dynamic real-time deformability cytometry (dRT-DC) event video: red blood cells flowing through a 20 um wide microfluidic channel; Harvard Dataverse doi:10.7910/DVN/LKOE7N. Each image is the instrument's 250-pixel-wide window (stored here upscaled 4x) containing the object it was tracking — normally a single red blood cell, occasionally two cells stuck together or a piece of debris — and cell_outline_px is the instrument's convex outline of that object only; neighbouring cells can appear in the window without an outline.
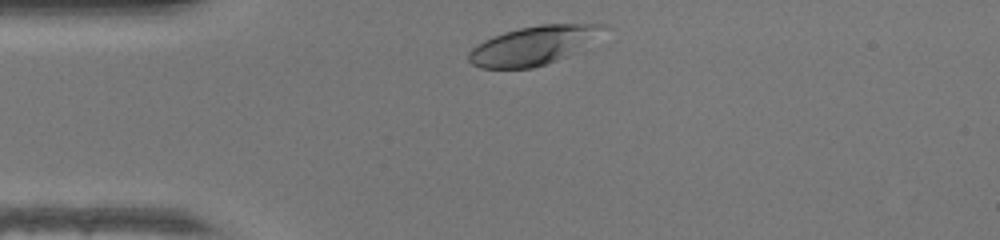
{"species": "human", "species_latin": "Homo sapiens", "temperature_condition": "warm", "stored_images_in_passage": 29, "camera_frame_rate_fps": 3000, "um_per_image_px": 0.085, "donor": {"sex": "female"}, "frame": {"image": 1, "passage_image": 2, "time_ms": 0.333, "image_size_px": [1000, 240], "cell_outline_px": [[608, 28], [564, 56], [556, 60], [532, 68], [480, 68], [472, 64], [468, 60], [468, 52], [476, 44], [484, 40], [504, 32], [520, 28], [540, 24], [608, 24]], "centroid_in_image_um": [45.22, 3.85], "position_along_channel_um": 39.8, "area_um2": 29.54}}
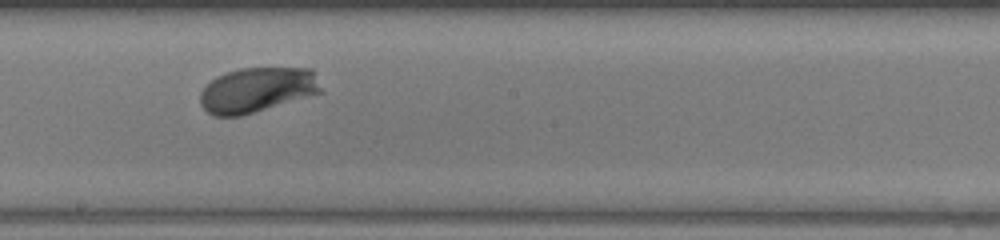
{"frame": {"image": 2, "passage_image": 17, "time_ms": 5.333, "image_size_px": [1000, 240], "cell_outline_px": [[324, 92], [240, 116], [212, 116], [200, 104], [200, 92], [216, 76], [224, 72], [240, 68], [312, 68]], "centroid_in_image_um": [21.86, 7.63], "position_along_channel_um": 226.3, "area_um2": 31.73}}
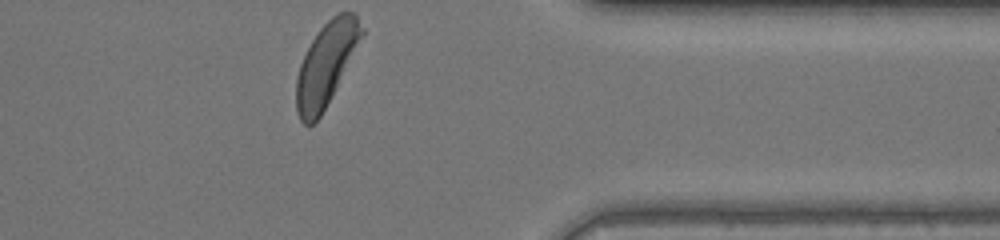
{"frame": {"image": 3, "passage_image": 29, "time_ms": 9.333, "image_size_px": [1000, 240], "cell_outline_px": [[364, 36], [320, 116], [312, 124], [304, 124], [300, 120], [296, 112], [296, 76], [300, 64], [312, 40], [320, 28], [332, 16], [340, 12], [356, 12], [364, 28]], "centroid_in_image_um": [27.73, 5.42], "position_along_channel_um": 383.7, "area_um2": 31.39}, "authors_computed_cell_mechanics": {"area_um2": 31.0386, "velocity_mm_per_s": 4.3038, "shape_relaxation_time_tau1_ms": 1.2141, "shape_relaxation_time_tau2_ms": null, "deformation_change_tau1": 0.1051, "deformation_change_tau2": null}}